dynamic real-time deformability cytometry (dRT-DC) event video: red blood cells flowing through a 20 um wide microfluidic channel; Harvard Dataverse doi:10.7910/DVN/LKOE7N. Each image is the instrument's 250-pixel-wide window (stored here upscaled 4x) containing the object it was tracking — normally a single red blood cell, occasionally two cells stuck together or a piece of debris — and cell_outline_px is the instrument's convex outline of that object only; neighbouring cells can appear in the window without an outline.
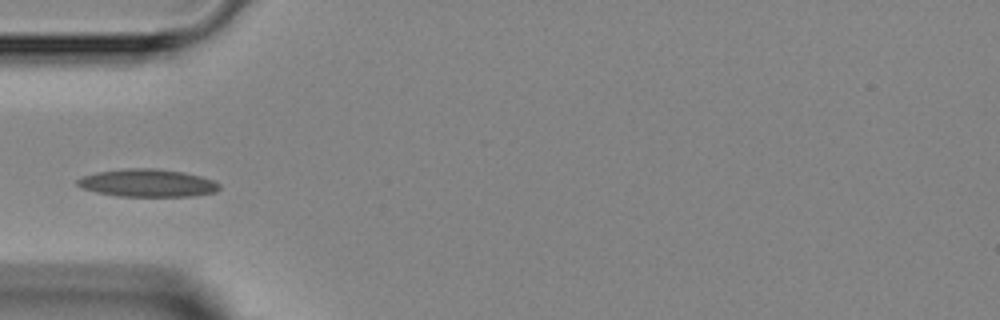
{"species": "Egyptian fruit bat (a non-hibernating species)", "species_latin": "Rousettus aegyptiacus", "temperature_condition": "room temperature", "stored_images_in_passage": 5, "camera_frame_rate_fps": 3000, "um_per_image_px": 0.085, "animal": {"sex": "female"}, "frame": {"image": 1, "passage_image": 5, "time_ms": 4.667, "image_size_px": [1000, 320], "cell_outline_px": [[220, 188], [216, 192], [196, 196], [116, 196], [96, 192], [80, 188], [76, 184], [76, 180], [80, 176], [96, 172], [128, 168], [152, 168], [184, 172], [200, 176], [212, 180], [220, 184]], "centroid_in_image_um": [12.5, 15.56], "position_along_channel_um": 72.5, "area_um2": 23.12}}